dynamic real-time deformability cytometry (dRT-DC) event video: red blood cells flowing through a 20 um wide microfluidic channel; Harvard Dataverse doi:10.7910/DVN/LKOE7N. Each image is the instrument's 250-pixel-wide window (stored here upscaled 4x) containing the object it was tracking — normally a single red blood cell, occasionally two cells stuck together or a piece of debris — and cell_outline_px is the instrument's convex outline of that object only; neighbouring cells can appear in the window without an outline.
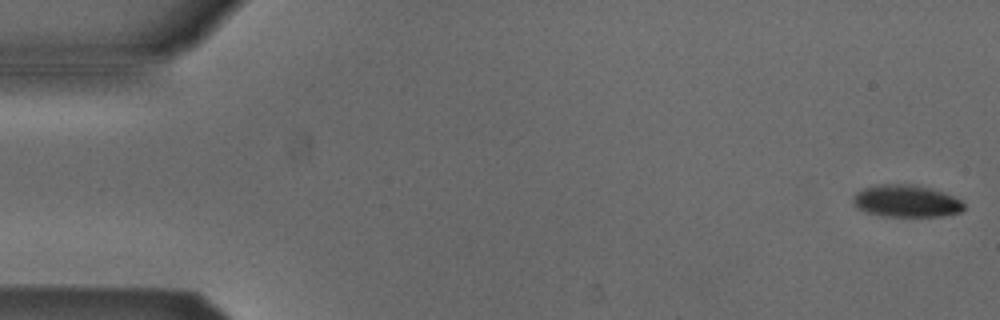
{"species": "Egyptian fruit bat (a non-hibernating species)", "species_latin": "Rousettus aegyptiacus", "temperature_condition": "cold", "stored_images_in_passage": 54, "camera_frame_rate_fps": 3000, "um_per_image_px": 0.085, "animal": {"sex": "male"}, "frame": {"image": 1, "passage_image": 1, "time_ms": 0.0, "image_size_px": [1000, 320], "cell_outline_px": [[964, 208], [960, 212], [940, 216], [884, 216], [868, 212], [860, 208], [856, 204], [856, 192], [864, 188], [884, 184], [916, 184], [932, 188], [952, 196], [960, 200], [964, 204]], "centroid_in_image_um": [77.1, 17.08], "position_along_channel_um": 7.9, "area_um2": 20.29}}
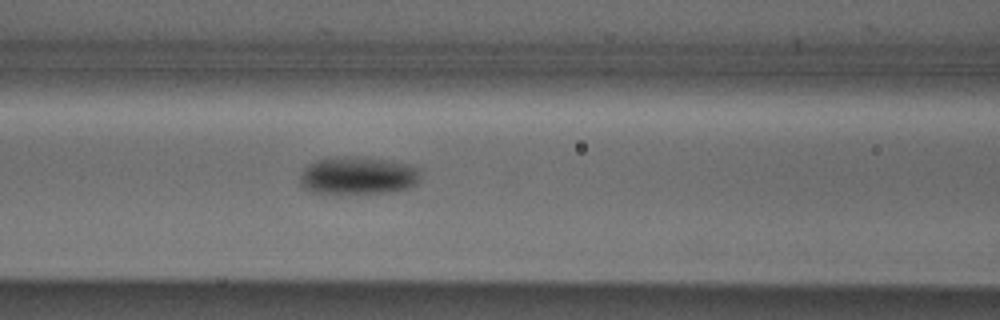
{"frame": {"image": 2, "passage_image": 22, "time_ms": 7.0, "image_size_px": [1000, 320], "cell_outline_px": [[420, 180], [412, 188], [388, 192], [308, 192], [300, 184], [300, 172], [304, 168], [316, 160], [344, 156], [368, 156], [392, 160], [412, 164], [420, 168]], "centroid_in_image_um": [30.49, 14.89], "position_along_channel_um": 136.1, "area_um2": 26.88}}
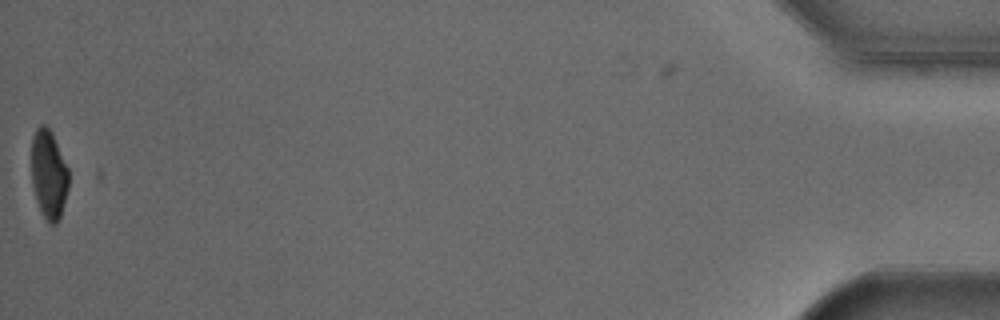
{"frame": {"image": 3, "passage_image": 53, "time_ms": 17.333, "image_size_px": [1000, 320], "cell_outline_px": [[68, 188], [60, 220], [56, 224], [48, 224], [36, 200], [32, 184], [32, 136], [36, 128], [40, 124], [44, 124], [52, 132], [68, 168]], "centroid_in_image_um": [4.15, 14.82], "position_along_channel_um": 431.1, "area_um2": 19.31}, "authors_computed_cell_mechanics": {"area_um2": 23.2356, "velocity_mm_per_s": 3.8624, "shape_relaxation_time_tau1_ms": 5.8311, "shape_relaxation_time_tau2_ms": null, "deformation_change_tau1": 0.1326, "deformation_change_tau2": null}}